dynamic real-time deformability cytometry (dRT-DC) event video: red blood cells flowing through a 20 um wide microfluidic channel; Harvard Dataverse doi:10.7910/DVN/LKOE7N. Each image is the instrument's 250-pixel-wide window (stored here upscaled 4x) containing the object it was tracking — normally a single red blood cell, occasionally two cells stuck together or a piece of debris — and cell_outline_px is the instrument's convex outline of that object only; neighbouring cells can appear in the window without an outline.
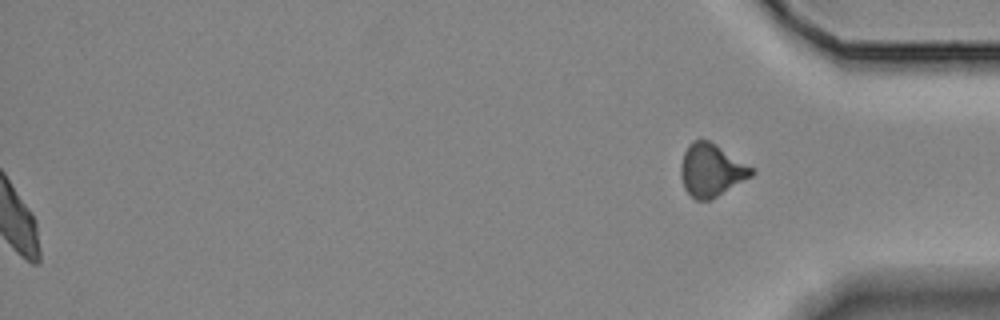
{"species": "Egyptian fruit bat (a non-hibernating species)", "species_latin": "Rousettus aegyptiacus", "temperature_condition": "room temperature", "stored_images_in_passage": 46, "segment_of_instrument_passage": [2, 2], "camera_frame_rate_fps": 3000, "um_per_image_px": 0.085, "animal": {"sex": "female"}, "frame": {"image": 1, "passage_image": 46, "time_ms": 15.0, "image_size_px": [1000, 320], "cell_outline_px": [[756, 172], [752, 176], [716, 196], [708, 200], [696, 200], [684, 188], [680, 176], [680, 164], [684, 152], [688, 144], [692, 140], [708, 140], [716, 144], [756, 168]], "centroid_in_image_um": [60.47, 14.44], "position_along_channel_um": 374.7, "area_um2": 21.85}}